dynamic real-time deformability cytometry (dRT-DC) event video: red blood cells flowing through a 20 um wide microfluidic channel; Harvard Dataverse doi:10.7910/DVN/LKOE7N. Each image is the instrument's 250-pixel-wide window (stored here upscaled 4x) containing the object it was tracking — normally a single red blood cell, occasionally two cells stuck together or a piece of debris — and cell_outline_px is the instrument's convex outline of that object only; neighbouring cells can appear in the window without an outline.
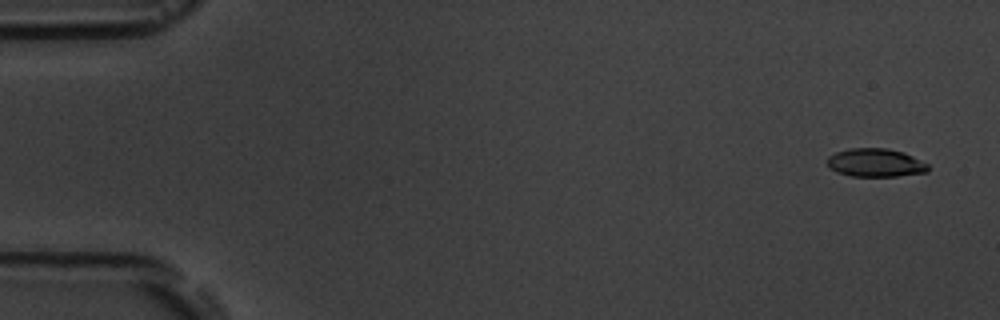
{"species": "common noctule bat (a hibernating species)", "species_latin": "Nyctalus noctula", "temperature_condition": "room temperature", "stored_images_in_passage": 5, "camera_frame_rate_fps": 3000, "um_per_image_px": 0.085, "animal": {"sex": "male", "body_mass_g": 19.5, "forearm_length_mm": 54.6}, "frame": {"image": 1, "passage_image": 1, "time_ms": 0.0, "image_size_px": [1000, 320], "cell_outline_px": [[928, 172], [896, 176], [852, 176], [836, 172], [828, 168], [828, 156], [836, 152], [848, 148], [888, 148], [904, 152], [928, 164]], "centroid_in_image_um": [74.4, 13.83], "position_along_channel_um": 10.6, "area_um2": 16.7}}
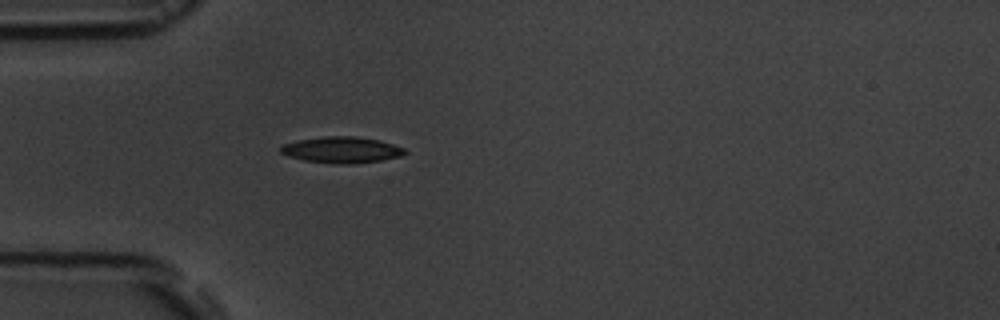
{"frame": {"image": 2, "passage_image": 5, "time_ms": 4.667, "image_size_px": [1000, 320], "cell_outline_px": [[408, 152], [400, 156], [380, 160], [352, 164], [336, 164], [304, 160], [288, 156], [280, 152], [280, 148], [284, 144], [296, 140], [324, 136], [356, 136], [380, 140], [404, 148]], "centroid_in_image_um": [29.03, 12.73], "position_along_channel_um": 56.0, "area_um2": 18.96}}